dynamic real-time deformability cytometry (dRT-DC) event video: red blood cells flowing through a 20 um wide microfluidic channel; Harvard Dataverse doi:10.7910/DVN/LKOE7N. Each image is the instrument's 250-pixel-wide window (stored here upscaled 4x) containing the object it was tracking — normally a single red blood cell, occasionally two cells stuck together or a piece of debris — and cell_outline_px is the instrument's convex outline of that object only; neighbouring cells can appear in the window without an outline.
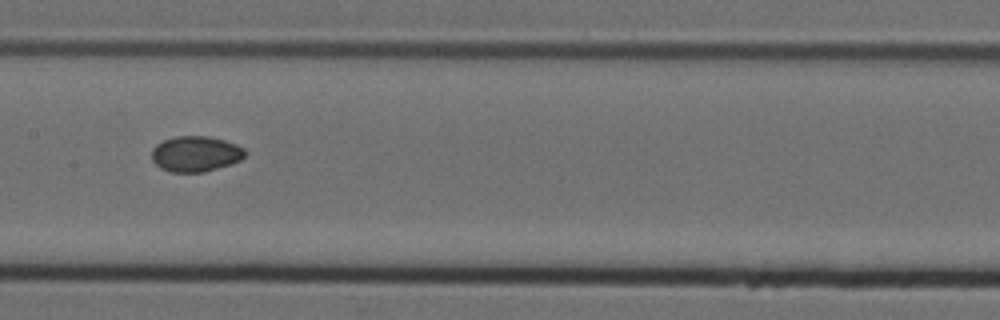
{"species": "Egyptian fruit bat (a non-hibernating species)", "species_latin": "Rousettus aegyptiacus", "temperature_condition": "cold", "stored_images_in_passage": 12, "camera_frame_rate_fps": 3000, "um_per_image_px": 0.085, "animal": {"sex": "female"}, "frame": {"image": 1, "passage_image": 6, "time_ms": 1.667, "image_size_px": [1000, 320], "cell_outline_px": [[248, 152], [240, 160], [204, 172], [172, 172], [160, 168], [152, 160], [152, 148], [156, 144], [164, 140], [176, 136], [208, 136], [224, 140], [236, 144], [244, 148]], "centroid_in_image_um": [16.62, 13.07], "position_along_channel_um": 190.8, "area_um2": 19.31}}
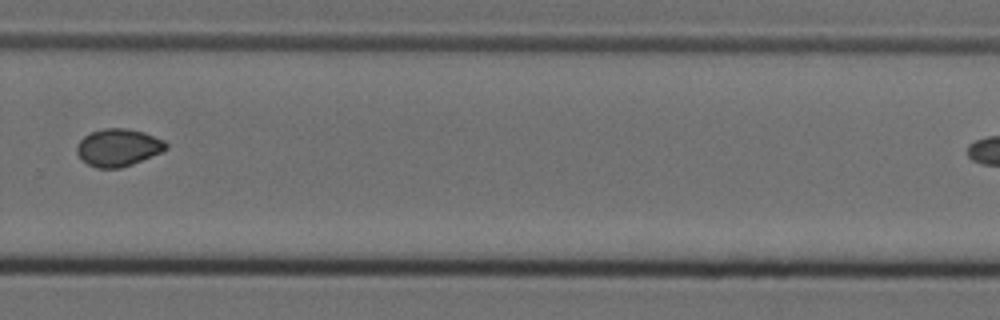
{"frame": {"image": 2, "passage_image": 9, "time_ms": 2.667, "image_size_px": [1000, 320], "cell_outline_px": [[168, 148], [160, 152], [132, 164], [120, 168], [96, 168], [80, 160], [76, 152], [76, 144], [84, 136], [92, 132], [104, 128], [128, 128], [144, 132], [164, 140], [168, 144]], "centroid_in_image_um": [10.02, 12.54], "position_along_channel_um": 319.8, "area_um2": 19.54}}
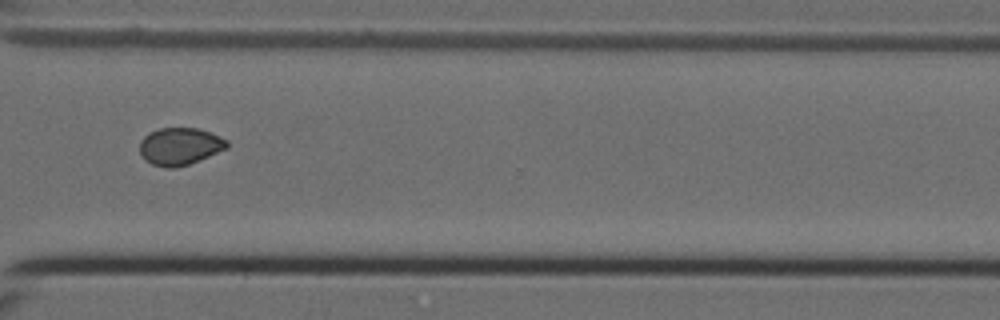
{"frame": {"image": 3, "passage_image": 10, "time_ms": 3.0, "image_size_px": [1000, 320], "cell_outline_px": [[228, 148], [188, 164], [176, 168], [168, 168], [152, 164], [144, 160], [140, 152], [140, 140], [148, 132], [160, 128], [196, 128], [220, 136], [228, 140]], "centroid_in_image_um": [15.27, 12.43], "position_along_channel_um": 355.3, "area_um2": 18.96}}